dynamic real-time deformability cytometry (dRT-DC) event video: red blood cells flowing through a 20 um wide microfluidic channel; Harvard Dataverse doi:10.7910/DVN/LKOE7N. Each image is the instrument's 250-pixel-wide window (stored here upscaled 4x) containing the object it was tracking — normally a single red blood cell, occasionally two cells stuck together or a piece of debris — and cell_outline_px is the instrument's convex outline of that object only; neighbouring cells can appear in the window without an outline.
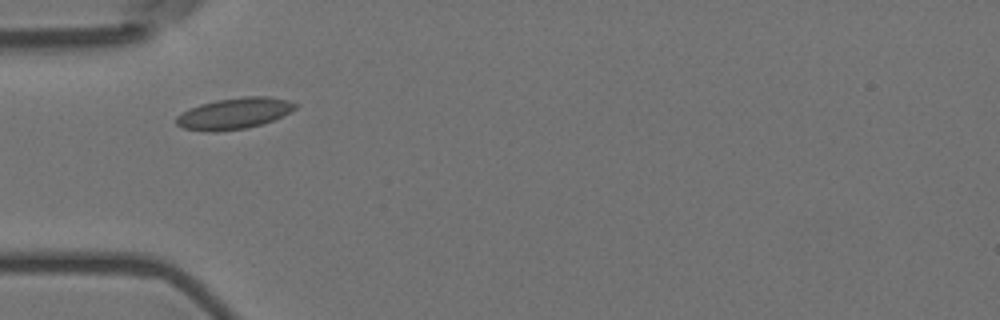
{"species": "Egyptian fruit bat (a non-hibernating species)", "species_latin": "Rousettus aegyptiacus", "temperature_condition": "room temperature", "stored_images_in_passage": 2, "camera_frame_rate_fps": 3000, "um_per_image_px": 0.085, "animal": {"sex": "female"}, "frame": {"image": 1, "passage_image": 1, "time_ms": 0.0, "image_size_px": [1000, 320], "cell_outline_px": [[300, 104], [296, 108], [272, 120], [248, 128], [216, 132], [208, 132], [184, 128], [176, 124], [176, 116], [200, 104], [216, 100], [244, 96], [268, 96], [288, 100]], "centroid_in_image_um": [19.92, 9.64], "position_along_channel_um": 65.1, "area_um2": 21.5}}
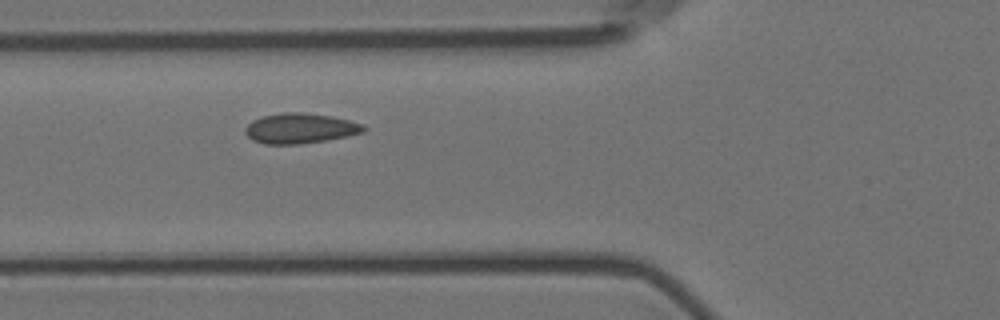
{"frame": {"image": 2, "passage_image": 2, "time_ms": 0.333, "image_size_px": [1000, 320], "cell_outline_px": [[368, 128], [364, 132], [348, 136], [328, 140], [300, 144], [264, 144], [252, 140], [244, 132], [244, 128], [252, 120], [264, 116], [284, 112], [300, 112], [332, 116], [364, 124]], "centroid_in_image_um": [25.53, 10.91], "position_along_channel_um": 100.3, "area_um2": 20.98}}